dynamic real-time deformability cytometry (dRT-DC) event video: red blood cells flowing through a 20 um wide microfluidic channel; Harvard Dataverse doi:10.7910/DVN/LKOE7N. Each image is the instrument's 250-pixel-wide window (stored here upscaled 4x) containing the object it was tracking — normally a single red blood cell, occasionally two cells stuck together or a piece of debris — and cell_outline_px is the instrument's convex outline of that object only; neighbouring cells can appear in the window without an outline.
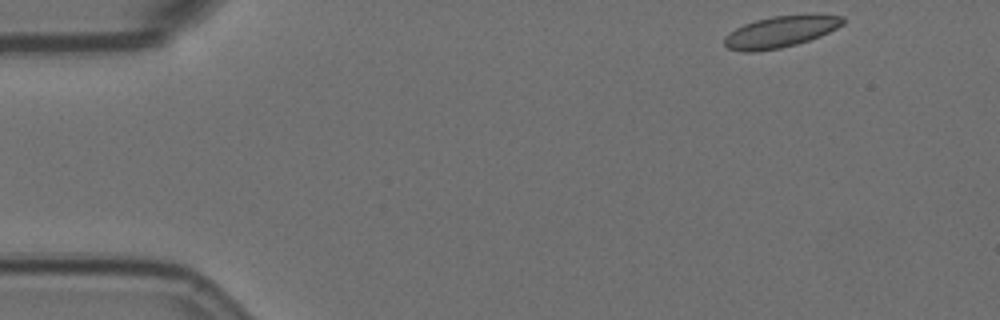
{"species": "Egyptian fruit bat (a non-hibernating species)", "species_latin": "Rousettus aegyptiacus", "temperature_condition": "room temperature", "stored_images_in_passage": 4, "camera_frame_rate_fps": 3000, "um_per_image_px": 0.085, "animal": {"sex": "female"}, "frame": {"image": 1, "passage_image": 1, "time_ms": 0.0, "image_size_px": [1000, 320], "cell_outline_px": [[844, 24], [820, 36], [796, 44], [780, 48], [756, 52], [744, 52], [728, 48], [724, 44], [724, 36], [728, 32], [744, 24], [756, 20], [772, 16], [808, 12], [816, 12], [844, 16]], "centroid_in_image_um": [66.39, 2.65], "position_along_channel_um": 18.6, "area_um2": 22.37}}
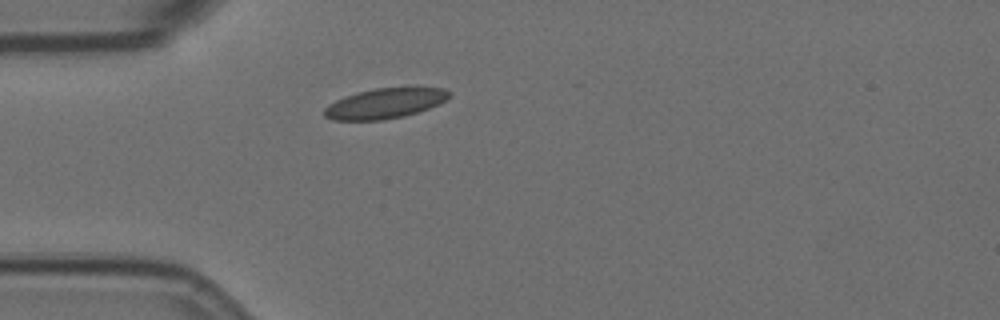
{"frame": {"image": 2, "passage_image": 4, "time_ms": 3.333, "image_size_px": [1000, 320], "cell_outline_px": [[452, 92], [440, 104], [404, 116], [380, 120], [332, 120], [324, 116], [324, 108], [328, 104], [344, 96], [356, 92], [376, 88], [412, 84], [416, 84], [444, 88]], "centroid_in_image_um": [32.78, 8.72], "position_along_channel_um": 52.2, "area_um2": 22.83}}